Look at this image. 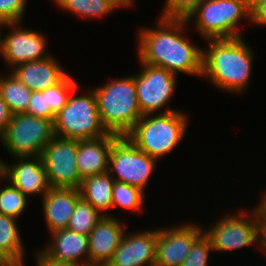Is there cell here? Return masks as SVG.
I'll return each mask as SVG.
<instances>
[{
	"label": "cell",
	"mask_w": 266,
	"mask_h": 266,
	"mask_svg": "<svg viewBox=\"0 0 266 266\" xmlns=\"http://www.w3.org/2000/svg\"><path fill=\"white\" fill-rule=\"evenodd\" d=\"M154 25L137 31L139 62L202 77L203 49L185 36L186 19L159 17Z\"/></svg>",
	"instance_id": "1"
},
{
	"label": "cell",
	"mask_w": 266,
	"mask_h": 266,
	"mask_svg": "<svg viewBox=\"0 0 266 266\" xmlns=\"http://www.w3.org/2000/svg\"><path fill=\"white\" fill-rule=\"evenodd\" d=\"M202 77L225 92H245L251 73L254 52L242 37L205 40Z\"/></svg>",
	"instance_id": "2"
},
{
	"label": "cell",
	"mask_w": 266,
	"mask_h": 266,
	"mask_svg": "<svg viewBox=\"0 0 266 266\" xmlns=\"http://www.w3.org/2000/svg\"><path fill=\"white\" fill-rule=\"evenodd\" d=\"M93 90L103 127L108 133L126 136L143 116L138 105L135 74L112 79Z\"/></svg>",
	"instance_id": "3"
},
{
	"label": "cell",
	"mask_w": 266,
	"mask_h": 266,
	"mask_svg": "<svg viewBox=\"0 0 266 266\" xmlns=\"http://www.w3.org/2000/svg\"><path fill=\"white\" fill-rule=\"evenodd\" d=\"M188 117L180 110L145 114L126 137L138 149L158 161L182 142L188 128Z\"/></svg>",
	"instance_id": "4"
},
{
	"label": "cell",
	"mask_w": 266,
	"mask_h": 266,
	"mask_svg": "<svg viewBox=\"0 0 266 266\" xmlns=\"http://www.w3.org/2000/svg\"><path fill=\"white\" fill-rule=\"evenodd\" d=\"M205 40L242 37L239 23L248 18L251 22V11L245 0H203L186 18Z\"/></svg>",
	"instance_id": "5"
},
{
	"label": "cell",
	"mask_w": 266,
	"mask_h": 266,
	"mask_svg": "<svg viewBox=\"0 0 266 266\" xmlns=\"http://www.w3.org/2000/svg\"><path fill=\"white\" fill-rule=\"evenodd\" d=\"M80 85L72 91L67 104L58 112L54 120L55 136L74 140H90L108 134L103 127L93 88L85 95L80 93ZM77 93V95H73Z\"/></svg>",
	"instance_id": "6"
},
{
	"label": "cell",
	"mask_w": 266,
	"mask_h": 266,
	"mask_svg": "<svg viewBox=\"0 0 266 266\" xmlns=\"http://www.w3.org/2000/svg\"><path fill=\"white\" fill-rule=\"evenodd\" d=\"M54 137V121L17 113L0 135V142L12 158L36 157Z\"/></svg>",
	"instance_id": "7"
},
{
	"label": "cell",
	"mask_w": 266,
	"mask_h": 266,
	"mask_svg": "<svg viewBox=\"0 0 266 266\" xmlns=\"http://www.w3.org/2000/svg\"><path fill=\"white\" fill-rule=\"evenodd\" d=\"M156 163V159L138 149L128 137L119 136L112 144L108 172L115 181L145 192Z\"/></svg>",
	"instance_id": "8"
},
{
	"label": "cell",
	"mask_w": 266,
	"mask_h": 266,
	"mask_svg": "<svg viewBox=\"0 0 266 266\" xmlns=\"http://www.w3.org/2000/svg\"><path fill=\"white\" fill-rule=\"evenodd\" d=\"M141 66L142 70L135 75L136 93L141 114L177 111V109L169 107L166 109V106H170L168 102L177 85V75L161 67L143 63ZM161 109L164 111L161 112Z\"/></svg>",
	"instance_id": "9"
},
{
	"label": "cell",
	"mask_w": 266,
	"mask_h": 266,
	"mask_svg": "<svg viewBox=\"0 0 266 266\" xmlns=\"http://www.w3.org/2000/svg\"><path fill=\"white\" fill-rule=\"evenodd\" d=\"M78 140L55 136L41 153L48 181L53 188L79 189L81 178L76 166Z\"/></svg>",
	"instance_id": "10"
},
{
	"label": "cell",
	"mask_w": 266,
	"mask_h": 266,
	"mask_svg": "<svg viewBox=\"0 0 266 266\" xmlns=\"http://www.w3.org/2000/svg\"><path fill=\"white\" fill-rule=\"evenodd\" d=\"M236 213L226 214L208 230H203L214 252L234 251L256 244L255 207Z\"/></svg>",
	"instance_id": "11"
},
{
	"label": "cell",
	"mask_w": 266,
	"mask_h": 266,
	"mask_svg": "<svg viewBox=\"0 0 266 266\" xmlns=\"http://www.w3.org/2000/svg\"><path fill=\"white\" fill-rule=\"evenodd\" d=\"M21 23H3L2 28L11 29L1 35V56L11 70L30 61L50 56L46 53V38L39 31L26 29Z\"/></svg>",
	"instance_id": "12"
},
{
	"label": "cell",
	"mask_w": 266,
	"mask_h": 266,
	"mask_svg": "<svg viewBox=\"0 0 266 266\" xmlns=\"http://www.w3.org/2000/svg\"><path fill=\"white\" fill-rule=\"evenodd\" d=\"M172 227V228H171ZM204 227L188 222L170 228H157L154 266H180Z\"/></svg>",
	"instance_id": "13"
},
{
	"label": "cell",
	"mask_w": 266,
	"mask_h": 266,
	"mask_svg": "<svg viewBox=\"0 0 266 266\" xmlns=\"http://www.w3.org/2000/svg\"><path fill=\"white\" fill-rule=\"evenodd\" d=\"M126 232L106 266H154L157 229Z\"/></svg>",
	"instance_id": "14"
},
{
	"label": "cell",
	"mask_w": 266,
	"mask_h": 266,
	"mask_svg": "<svg viewBox=\"0 0 266 266\" xmlns=\"http://www.w3.org/2000/svg\"><path fill=\"white\" fill-rule=\"evenodd\" d=\"M17 162H5L4 179L20 190L27 198L42 195L51 189L41 156L15 158Z\"/></svg>",
	"instance_id": "15"
},
{
	"label": "cell",
	"mask_w": 266,
	"mask_h": 266,
	"mask_svg": "<svg viewBox=\"0 0 266 266\" xmlns=\"http://www.w3.org/2000/svg\"><path fill=\"white\" fill-rule=\"evenodd\" d=\"M125 230V224L115 216H103L88 235L89 264L107 265Z\"/></svg>",
	"instance_id": "16"
},
{
	"label": "cell",
	"mask_w": 266,
	"mask_h": 266,
	"mask_svg": "<svg viewBox=\"0 0 266 266\" xmlns=\"http://www.w3.org/2000/svg\"><path fill=\"white\" fill-rule=\"evenodd\" d=\"M10 71L31 91H44L59 84L69 74L52 55L20 64Z\"/></svg>",
	"instance_id": "17"
},
{
	"label": "cell",
	"mask_w": 266,
	"mask_h": 266,
	"mask_svg": "<svg viewBox=\"0 0 266 266\" xmlns=\"http://www.w3.org/2000/svg\"><path fill=\"white\" fill-rule=\"evenodd\" d=\"M119 136L113 133L90 140H78L76 166L81 180L109 171L112 144Z\"/></svg>",
	"instance_id": "18"
},
{
	"label": "cell",
	"mask_w": 266,
	"mask_h": 266,
	"mask_svg": "<svg viewBox=\"0 0 266 266\" xmlns=\"http://www.w3.org/2000/svg\"><path fill=\"white\" fill-rule=\"evenodd\" d=\"M51 242L42 249L50 258L57 261L89 264L88 236L69 229L50 233Z\"/></svg>",
	"instance_id": "19"
},
{
	"label": "cell",
	"mask_w": 266,
	"mask_h": 266,
	"mask_svg": "<svg viewBox=\"0 0 266 266\" xmlns=\"http://www.w3.org/2000/svg\"><path fill=\"white\" fill-rule=\"evenodd\" d=\"M81 197L79 189L53 188L42 198L48 232L67 229L75 205Z\"/></svg>",
	"instance_id": "20"
},
{
	"label": "cell",
	"mask_w": 266,
	"mask_h": 266,
	"mask_svg": "<svg viewBox=\"0 0 266 266\" xmlns=\"http://www.w3.org/2000/svg\"><path fill=\"white\" fill-rule=\"evenodd\" d=\"M115 180L109 172L97 174L82 180L79 191L81 197L104 216L112 208V193Z\"/></svg>",
	"instance_id": "21"
},
{
	"label": "cell",
	"mask_w": 266,
	"mask_h": 266,
	"mask_svg": "<svg viewBox=\"0 0 266 266\" xmlns=\"http://www.w3.org/2000/svg\"><path fill=\"white\" fill-rule=\"evenodd\" d=\"M6 75L0 72V94L13 114L25 113L32 91L20 82L11 71Z\"/></svg>",
	"instance_id": "22"
},
{
	"label": "cell",
	"mask_w": 266,
	"mask_h": 266,
	"mask_svg": "<svg viewBox=\"0 0 266 266\" xmlns=\"http://www.w3.org/2000/svg\"><path fill=\"white\" fill-rule=\"evenodd\" d=\"M17 219L0 214V250L10 261H24V246Z\"/></svg>",
	"instance_id": "23"
},
{
	"label": "cell",
	"mask_w": 266,
	"mask_h": 266,
	"mask_svg": "<svg viewBox=\"0 0 266 266\" xmlns=\"http://www.w3.org/2000/svg\"><path fill=\"white\" fill-rule=\"evenodd\" d=\"M65 11L83 19H95L107 16L119 6L113 0H53Z\"/></svg>",
	"instance_id": "24"
},
{
	"label": "cell",
	"mask_w": 266,
	"mask_h": 266,
	"mask_svg": "<svg viewBox=\"0 0 266 266\" xmlns=\"http://www.w3.org/2000/svg\"><path fill=\"white\" fill-rule=\"evenodd\" d=\"M103 216L90 203L80 197L75 205L67 229L88 236Z\"/></svg>",
	"instance_id": "25"
},
{
	"label": "cell",
	"mask_w": 266,
	"mask_h": 266,
	"mask_svg": "<svg viewBox=\"0 0 266 266\" xmlns=\"http://www.w3.org/2000/svg\"><path fill=\"white\" fill-rule=\"evenodd\" d=\"M144 191L140 188L122 182H114L112 193V208L119 207L126 211L139 212L146 201Z\"/></svg>",
	"instance_id": "26"
},
{
	"label": "cell",
	"mask_w": 266,
	"mask_h": 266,
	"mask_svg": "<svg viewBox=\"0 0 266 266\" xmlns=\"http://www.w3.org/2000/svg\"><path fill=\"white\" fill-rule=\"evenodd\" d=\"M27 202L28 198L9 182L0 189V214L17 219L26 210Z\"/></svg>",
	"instance_id": "27"
},
{
	"label": "cell",
	"mask_w": 266,
	"mask_h": 266,
	"mask_svg": "<svg viewBox=\"0 0 266 266\" xmlns=\"http://www.w3.org/2000/svg\"><path fill=\"white\" fill-rule=\"evenodd\" d=\"M79 82L68 74L59 84L46 89L47 107L56 116L67 104L68 99Z\"/></svg>",
	"instance_id": "28"
},
{
	"label": "cell",
	"mask_w": 266,
	"mask_h": 266,
	"mask_svg": "<svg viewBox=\"0 0 266 266\" xmlns=\"http://www.w3.org/2000/svg\"><path fill=\"white\" fill-rule=\"evenodd\" d=\"M213 251L209 238L203 233L192 246L189 254L180 266H207Z\"/></svg>",
	"instance_id": "29"
},
{
	"label": "cell",
	"mask_w": 266,
	"mask_h": 266,
	"mask_svg": "<svg viewBox=\"0 0 266 266\" xmlns=\"http://www.w3.org/2000/svg\"><path fill=\"white\" fill-rule=\"evenodd\" d=\"M203 0H165L160 17L186 19Z\"/></svg>",
	"instance_id": "30"
},
{
	"label": "cell",
	"mask_w": 266,
	"mask_h": 266,
	"mask_svg": "<svg viewBox=\"0 0 266 266\" xmlns=\"http://www.w3.org/2000/svg\"><path fill=\"white\" fill-rule=\"evenodd\" d=\"M27 0H0V23H21Z\"/></svg>",
	"instance_id": "31"
},
{
	"label": "cell",
	"mask_w": 266,
	"mask_h": 266,
	"mask_svg": "<svg viewBox=\"0 0 266 266\" xmlns=\"http://www.w3.org/2000/svg\"><path fill=\"white\" fill-rule=\"evenodd\" d=\"M25 113L31 116L50 119L52 121L55 120V115L51 112L50 107H47L46 90L32 91L27 111Z\"/></svg>",
	"instance_id": "32"
},
{
	"label": "cell",
	"mask_w": 266,
	"mask_h": 266,
	"mask_svg": "<svg viewBox=\"0 0 266 266\" xmlns=\"http://www.w3.org/2000/svg\"><path fill=\"white\" fill-rule=\"evenodd\" d=\"M256 246L266 255V217L255 207Z\"/></svg>",
	"instance_id": "33"
},
{
	"label": "cell",
	"mask_w": 266,
	"mask_h": 266,
	"mask_svg": "<svg viewBox=\"0 0 266 266\" xmlns=\"http://www.w3.org/2000/svg\"><path fill=\"white\" fill-rule=\"evenodd\" d=\"M36 254V266H82L73 262L57 261L50 258L43 250H39Z\"/></svg>",
	"instance_id": "34"
},
{
	"label": "cell",
	"mask_w": 266,
	"mask_h": 266,
	"mask_svg": "<svg viewBox=\"0 0 266 266\" xmlns=\"http://www.w3.org/2000/svg\"><path fill=\"white\" fill-rule=\"evenodd\" d=\"M13 113L10 110V107L5 102L0 94V135L5 131L8 127V124L11 121Z\"/></svg>",
	"instance_id": "35"
},
{
	"label": "cell",
	"mask_w": 266,
	"mask_h": 266,
	"mask_svg": "<svg viewBox=\"0 0 266 266\" xmlns=\"http://www.w3.org/2000/svg\"><path fill=\"white\" fill-rule=\"evenodd\" d=\"M251 23L266 26V1L260 3L251 11Z\"/></svg>",
	"instance_id": "36"
},
{
	"label": "cell",
	"mask_w": 266,
	"mask_h": 266,
	"mask_svg": "<svg viewBox=\"0 0 266 266\" xmlns=\"http://www.w3.org/2000/svg\"><path fill=\"white\" fill-rule=\"evenodd\" d=\"M121 9L130 8L134 4V0H113Z\"/></svg>",
	"instance_id": "37"
},
{
	"label": "cell",
	"mask_w": 266,
	"mask_h": 266,
	"mask_svg": "<svg viewBox=\"0 0 266 266\" xmlns=\"http://www.w3.org/2000/svg\"><path fill=\"white\" fill-rule=\"evenodd\" d=\"M257 207L259 211L266 217V192L264 193V196L261 198V202L258 203Z\"/></svg>",
	"instance_id": "38"
},
{
	"label": "cell",
	"mask_w": 266,
	"mask_h": 266,
	"mask_svg": "<svg viewBox=\"0 0 266 266\" xmlns=\"http://www.w3.org/2000/svg\"><path fill=\"white\" fill-rule=\"evenodd\" d=\"M250 11H252L257 5L266 0H245Z\"/></svg>",
	"instance_id": "39"
},
{
	"label": "cell",
	"mask_w": 266,
	"mask_h": 266,
	"mask_svg": "<svg viewBox=\"0 0 266 266\" xmlns=\"http://www.w3.org/2000/svg\"><path fill=\"white\" fill-rule=\"evenodd\" d=\"M11 261L2 253L0 250V266H6L10 263Z\"/></svg>",
	"instance_id": "40"
},
{
	"label": "cell",
	"mask_w": 266,
	"mask_h": 266,
	"mask_svg": "<svg viewBox=\"0 0 266 266\" xmlns=\"http://www.w3.org/2000/svg\"><path fill=\"white\" fill-rule=\"evenodd\" d=\"M4 170H5V161L3 162L2 159H0V184L1 182L6 181L4 179Z\"/></svg>",
	"instance_id": "41"
},
{
	"label": "cell",
	"mask_w": 266,
	"mask_h": 266,
	"mask_svg": "<svg viewBox=\"0 0 266 266\" xmlns=\"http://www.w3.org/2000/svg\"><path fill=\"white\" fill-rule=\"evenodd\" d=\"M6 266H25V265H24V261H11Z\"/></svg>",
	"instance_id": "42"
},
{
	"label": "cell",
	"mask_w": 266,
	"mask_h": 266,
	"mask_svg": "<svg viewBox=\"0 0 266 266\" xmlns=\"http://www.w3.org/2000/svg\"><path fill=\"white\" fill-rule=\"evenodd\" d=\"M2 24L0 23V55H1V35L3 34L2 33Z\"/></svg>",
	"instance_id": "43"
},
{
	"label": "cell",
	"mask_w": 266,
	"mask_h": 266,
	"mask_svg": "<svg viewBox=\"0 0 266 266\" xmlns=\"http://www.w3.org/2000/svg\"><path fill=\"white\" fill-rule=\"evenodd\" d=\"M83 266H106V265L88 264V265H83Z\"/></svg>",
	"instance_id": "44"
}]
</instances>
